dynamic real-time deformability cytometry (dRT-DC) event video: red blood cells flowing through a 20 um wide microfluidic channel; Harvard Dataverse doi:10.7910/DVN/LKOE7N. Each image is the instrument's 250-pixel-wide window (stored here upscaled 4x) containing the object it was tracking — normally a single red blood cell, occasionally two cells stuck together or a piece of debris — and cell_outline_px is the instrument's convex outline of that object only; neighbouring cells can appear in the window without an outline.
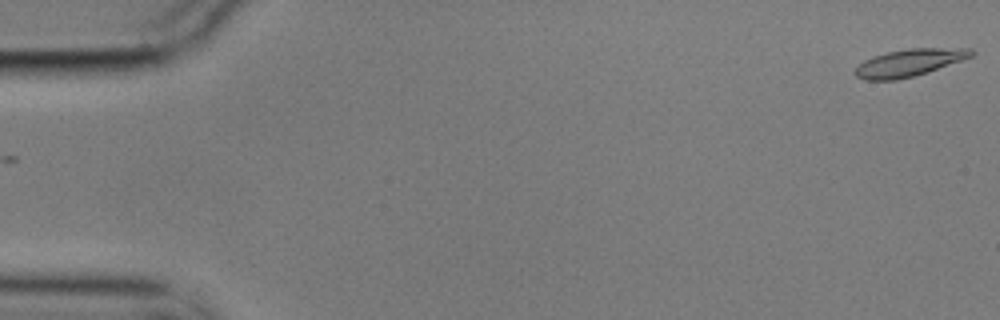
{"species": "common noctule bat (a hibernating species)", "species_latin": "Nyctalus noctula", "temperature_condition": "cold", "stored_images_in_passage": 4, "camera_frame_rate_fps": 3000, "um_per_image_px": 0.085, "animal": {"sex": "male", "body_mass_g": 17.9}, "frame": {"image": 1, "passage_image": 1, "time_ms": 0.0, "image_size_px": [1000, 320], "cell_outline_px": [[976, 52], [972, 56], [912, 76], [896, 80], [864, 80], [856, 76], [852, 72], [864, 60], [872, 56], [888, 52], [908, 48], [972, 48]], "centroid_in_image_um": [77.23, 5.32], "position_along_channel_um": 7.8, "area_um2": 18.15}}